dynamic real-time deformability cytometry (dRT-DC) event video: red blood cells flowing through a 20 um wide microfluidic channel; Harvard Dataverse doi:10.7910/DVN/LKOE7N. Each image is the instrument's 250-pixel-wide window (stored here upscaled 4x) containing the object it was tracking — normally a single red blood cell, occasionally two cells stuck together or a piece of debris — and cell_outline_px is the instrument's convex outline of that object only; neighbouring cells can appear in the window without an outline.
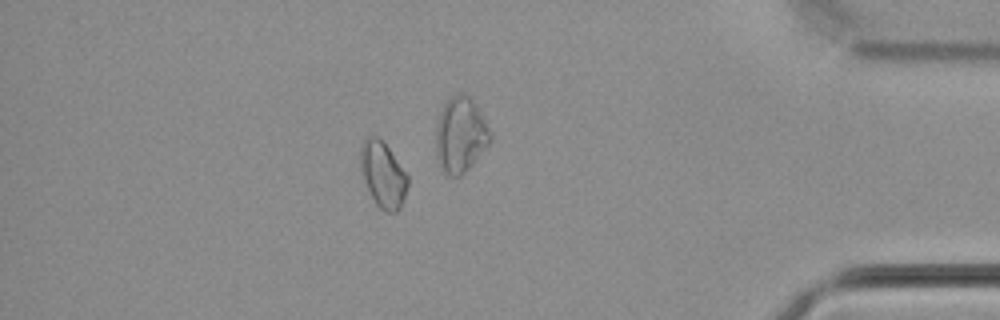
{"species": "common noctule bat (a hibernating species)", "species_latin": "Nyctalus noctula", "temperature_condition": "cold", "stored_images_in_passage": 39, "camera_frame_rate_fps": 3000, "um_per_image_px": 0.085, "animal": {"sex": "male", "body_mass_g": 21.5, "forearm_length_mm": 52.0}, "frame": {"image": 1, "passage_image": 34, "time_ms": 11.0, "image_size_px": [1000, 320], "cell_outline_px": [[408, 184], [404, 200], [400, 208], [396, 212], [384, 212], [376, 204], [360, 172], [360, 148], [364, 140], [368, 136], [376, 136], [388, 148], [408, 176]], "centroid_in_image_um": [32.54, 14.86], "position_along_channel_um": 402.7, "area_um2": 17.92}}